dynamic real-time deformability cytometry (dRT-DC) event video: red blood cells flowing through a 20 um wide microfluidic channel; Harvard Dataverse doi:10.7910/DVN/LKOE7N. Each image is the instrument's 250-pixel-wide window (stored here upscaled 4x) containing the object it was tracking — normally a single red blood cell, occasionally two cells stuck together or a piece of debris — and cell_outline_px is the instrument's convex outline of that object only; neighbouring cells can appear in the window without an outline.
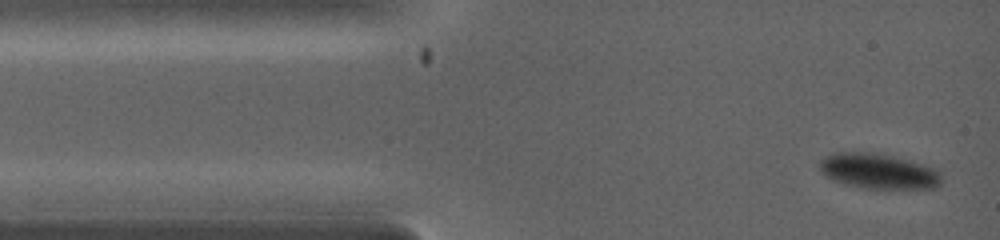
{"species": "common noctule bat (a hibernating species)", "species_latin": "Nyctalus noctula", "temperature_condition": "warm", "stored_images_in_passage": 4, "camera_frame_rate_fps": 5000, "um_per_image_px": 0.085, "animal": {"sex": "female", "body_mass_g": 19.0, "forearm_length_mm": 53.3}, "frame": {"image": 1, "passage_image": 1, "time_ms": 0.0, "image_size_px": [1000, 240], "cell_outline_px": [[940, 184], [936, 188], [864, 188], [844, 184], [832, 180], [820, 172], [820, 160], [824, 156], [832, 152], [876, 152], [924, 164], [940, 172]], "centroid_in_image_um": [74.61, 14.54], "position_along_channel_um": 10.4, "area_um2": 25.09}}